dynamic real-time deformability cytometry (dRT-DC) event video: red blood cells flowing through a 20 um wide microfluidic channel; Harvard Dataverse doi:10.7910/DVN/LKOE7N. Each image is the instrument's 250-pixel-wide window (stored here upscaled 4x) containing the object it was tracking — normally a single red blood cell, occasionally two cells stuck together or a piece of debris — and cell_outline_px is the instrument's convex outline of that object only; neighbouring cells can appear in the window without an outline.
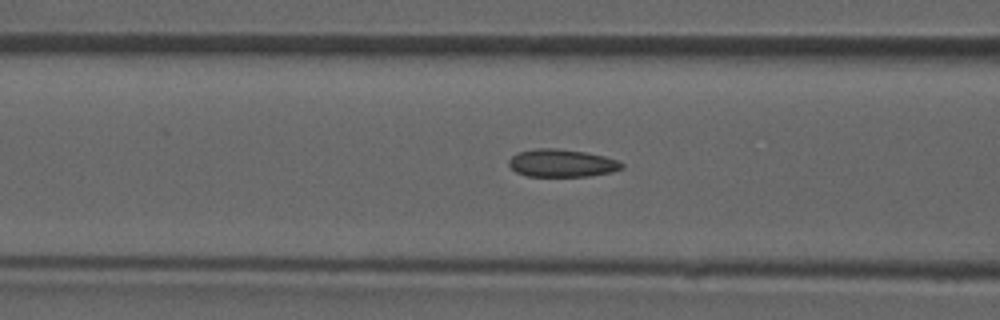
{"species": "common noctule bat (a hibernating species)", "species_latin": "Nyctalus noctula", "temperature_condition": "room temperature", "stored_images_in_passage": 31, "camera_frame_rate_fps": 3000, "um_per_image_px": 0.085, "animal": {"sex": "male", "forearm_length_mm": 52.5}, "frame": {"image": 1, "passage_image": 5, "time_ms": 1.333, "image_size_px": [1000, 320], "cell_outline_px": [[624, 168], [612, 172], [588, 176], [528, 176], [516, 172], [508, 164], [508, 160], [512, 156], [520, 152], [536, 148], [556, 148], [588, 152], [604, 156], [616, 160], [624, 164]], "centroid_in_image_um": [47.77, 13.86], "position_along_channel_um": 118.8, "area_um2": 18.26}}